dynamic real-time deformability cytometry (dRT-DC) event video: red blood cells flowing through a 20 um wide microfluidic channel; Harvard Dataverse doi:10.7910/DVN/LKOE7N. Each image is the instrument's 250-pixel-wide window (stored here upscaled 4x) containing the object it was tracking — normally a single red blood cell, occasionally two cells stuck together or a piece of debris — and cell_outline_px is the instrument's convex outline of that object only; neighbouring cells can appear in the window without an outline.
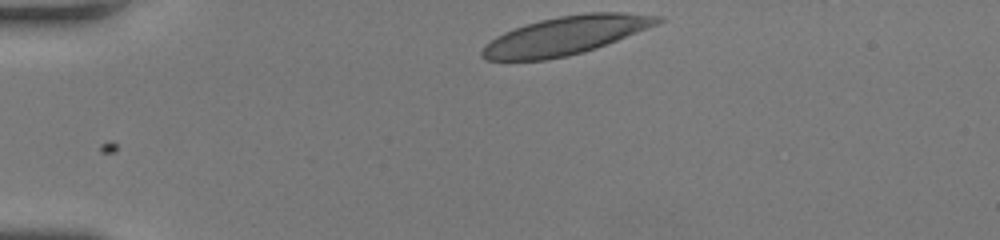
{"species": "human", "species_latin": "Homo sapiens", "temperature_condition": "room temperature", "stored_images_in_passage": 32, "camera_frame_rate_fps": 3000, "um_per_image_px": 0.085, "donor": {"sex": "female"}, "frame": {"image": 1, "passage_image": 1, "time_ms": 0.0, "image_size_px": [1000, 240], "cell_outline_px": [[664, 20], [656, 24], [596, 48], [584, 52], [568, 56], [544, 60], [484, 60], [480, 56], [480, 52], [496, 36], [504, 32], [524, 24], [540, 20], [560, 16], [584, 12], [624, 12], [664, 16]], "centroid_in_image_um": [48.07, 3.01], "position_along_channel_um": 36.9, "area_um2": 39.02}}
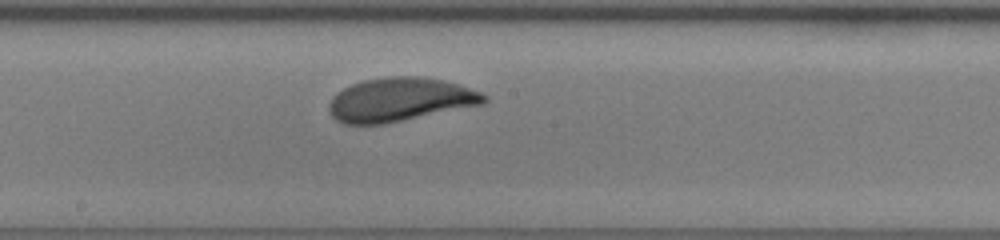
{"frame": {"image": 2, "passage_image": 18, "time_ms": 5.667, "image_size_px": [1000, 240], "cell_outline_px": [[488, 100], [484, 104], [384, 124], [344, 124], [336, 120], [328, 112], [328, 104], [332, 96], [336, 92], [352, 84], [364, 80], [388, 76], [420, 76], [444, 80], [460, 84], [480, 92], [488, 96]], "centroid_in_image_um": [33.99, 8.46], "position_along_channel_um": 214.2, "area_um2": 39.77}}
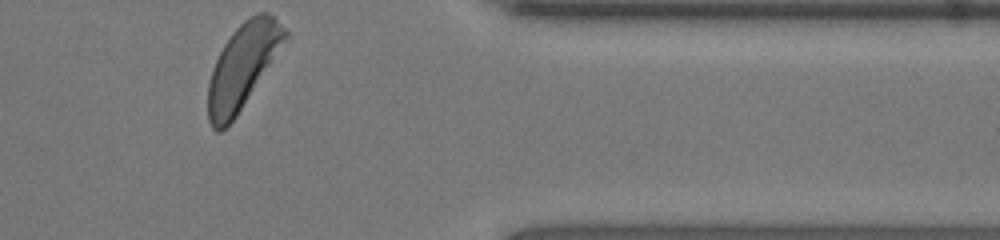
{"frame": {"image": 3, "passage_image": 32, "time_ms": 10.333, "image_size_px": [1000, 240], "cell_outline_px": [[288, 36], [236, 116], [220, 132], [216, 132], [212, 128], [208, 120], [208, 84], [212, 68], [224, 44], [232, 32], [244, 20], [256, 12], [268, 12], [288, 32]], "centroid_in_image_um": [20.58, 5.63], "position_along_channel_um": 390.8, "area_um2": 36.93}, "authors_computed_cell_mechanics": {"area_um2": 38.9861, "velocity_mm_per_s": 4.0918, "shape_relaxation_time_tau1_ms": 4.3111, "shape_relaxation_time_tau2_ms": null, "deformation_change_tau1": 0.1868, "deformation_change_tau2": null}}